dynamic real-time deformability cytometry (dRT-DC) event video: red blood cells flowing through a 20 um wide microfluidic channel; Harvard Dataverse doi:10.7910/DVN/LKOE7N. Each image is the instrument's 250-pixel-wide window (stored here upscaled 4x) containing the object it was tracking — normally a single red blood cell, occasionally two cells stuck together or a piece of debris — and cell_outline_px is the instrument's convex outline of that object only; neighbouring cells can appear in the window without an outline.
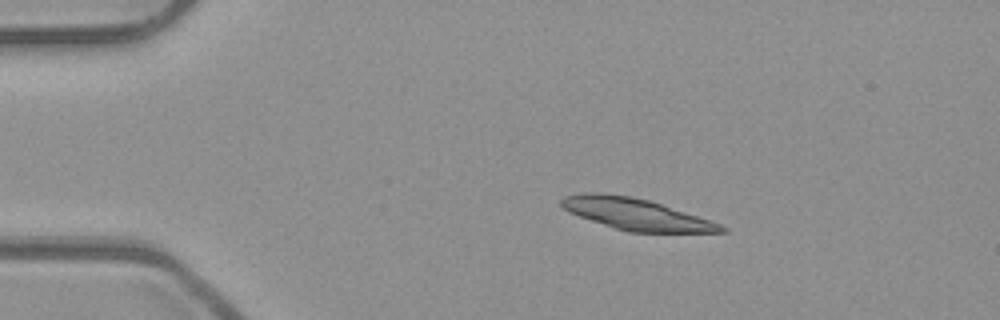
{"species": "common noctule bat (a hibernating species)", "species_latin": "Nyctalus noctula", "temperature_condition": "room temperature", "stored_images_in_passage": 43, "camera_frame_rate_fps": 3000, "um_per_image_px": 0.085, "animal": {"sex": "male", "body_mass_g": 23.1, "forearm_length_mm": 52.7}, "frame": {"image": 1, "passage_image": 1, "time_ms": 0.0, "image_size_px": [1000, 320], "cell_outline_px": [[728, 232], [628, 232], [568, 212], [560, 204], [560, 200], [564, 196], [584, 192], [600, 192], [628, 196], [648, 200], [720, 224], [728, 228]], "centroid_in_image_um": [54.02, 18.2], "position_along_channel_um": 31.0, "area_um2": 28.73}}
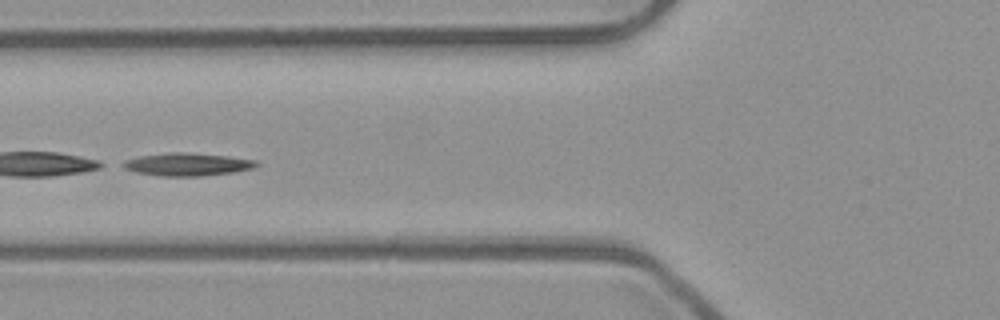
{"frame": {"image": 2, "passage_image": 12, "time_ms": 3.667, "image_size_px": [1000, 320], "cell_outline_px": [[260, 164], [252, 168], [232, 172], [200, 176], [160, 176], [136, 172], [124, 168], [116, 164], [124, 160], [140, 156], [168, 152], [188, 152], [228, 156], [260, 160]], "centroid_in_image_um": [15.89, 13.96], "position_along_channel_um": 109.9, "area_um2": 17.98}}
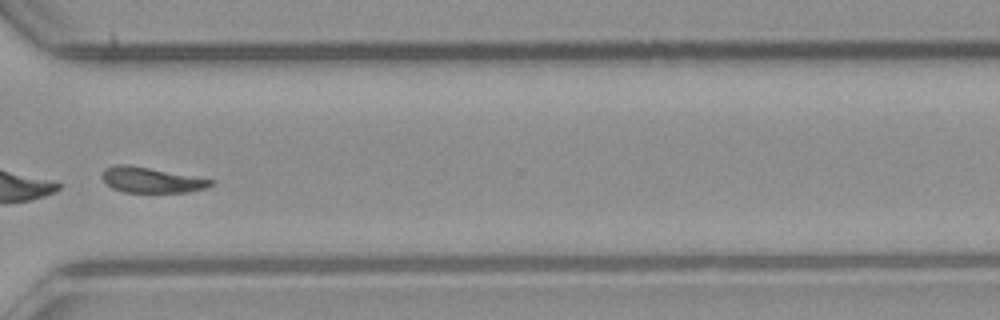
{"frame": {"image": 3, "passage_image": 31, "time_ms": 10.0, "image_size_px": [1000, 320], "cell_outline_px": [[216, 180], [208, 188], [188, 192], [124, 192], [112, 188], [100, 176], [104, 168], [112, 164], [128, 164]], "centroid_in_image_um": [12.85, 15.29], "position_along_channel_um": 357.8, "area_um2": 16.24}, "authors_computed_cell_mechanics": {"area_um2": 17.9758, "velocity_mm_per_s": 3.9055, "shape_relaxation_time_tau1_ms": 1.9307, "shape_relaxation_time_tau2_ms": null, "deformation_change_tau1": 0.2414, "deformation_change_tau2": null}}